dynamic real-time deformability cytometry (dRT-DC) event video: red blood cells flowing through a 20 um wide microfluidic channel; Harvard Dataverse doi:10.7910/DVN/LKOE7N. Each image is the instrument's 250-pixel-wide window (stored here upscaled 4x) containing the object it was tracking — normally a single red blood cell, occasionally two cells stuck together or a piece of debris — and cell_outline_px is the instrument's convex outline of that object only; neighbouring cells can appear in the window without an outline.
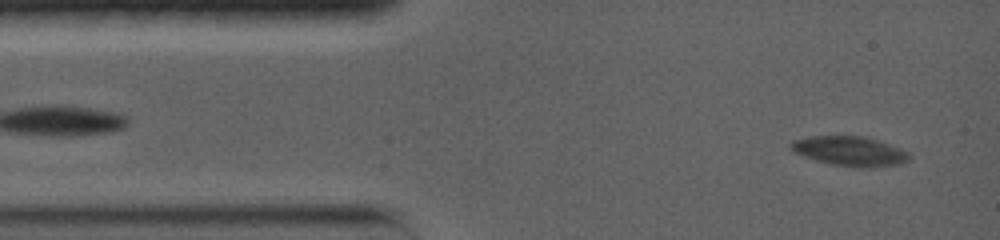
{"species": "common noctule bat (a hibernating species)", "species_latin": "Nyctalus noctula", "temperature_condition": "warm", "stored_images_in_passage": 56, "camera_frame_rate_fps": 5000, "um_per_image_px": 0.085, "animal": {"sex": "female", "body_mass_g": 19.0, "forearm_length_mm": 56.7}, "frame": {"image": 1, "passage_image": 3, "time_ms": 0.6, "image_size_px": [1000, 240], "cell_outline_px": [[912, 156], [908, 160], [900, 164], [832, 164], [816, 160], [796, 152], [788, 144], [792, 140], [808, 136], [864, 136], [900, 148], [908, 152]], "centroid_in_image_um": [72.18, 12.78], "position_along_channel_um": 12.8, "area_um2": 19.19}}
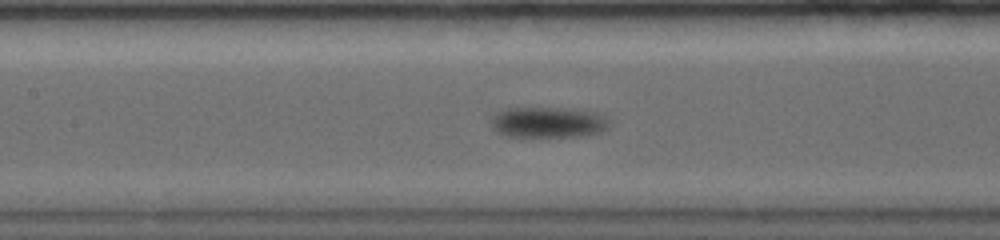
{"frame": {"image": 2, "passage_image": 24, "time_ms": 6.6, "image_size_px": [1000, 240], "cell_outline_px": [[608, 128], [600, 132], [584, 136], [508, 136], [496, 132], [492, 128], [492, 116], [500, 108], [568, 108], [596, 112], [608, 116]], "centroid_in_image_um": [46.59, 10.38], "position_along_channel_um": 160.8, "area_um2": 21.39}}
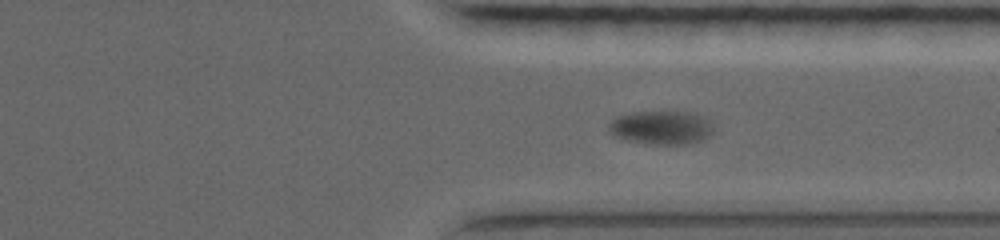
{"frame": {"image": 3, "passage_image": 46, "time_ms": 12.2, "image_size_px": [1000, 240], "cell_outline_px": [[712, 128], [700, 140], [684, 144], [660, 144], [632, 140], [620, 136], [612, 132], [608, 128], [608, 124], [612, 120], [620, 116], [632, 112], [688, 112], [700, 116]], "centroid_in_image_um": [56.15, 10.82], "position_along_channel_um": 355.2, "area_um2": 19.19}, "authors_computed_cell_mechanics": {"area_um2": 20.9525, "velocity_mm_per_s": 3.4637, "shape_relaxation_time_tau1_ms": 5.6577, "shape_relaxation_time_tau2_ms": null, "deformation_change_tau1": 0.1939, "deformation_change_tau2": null}}